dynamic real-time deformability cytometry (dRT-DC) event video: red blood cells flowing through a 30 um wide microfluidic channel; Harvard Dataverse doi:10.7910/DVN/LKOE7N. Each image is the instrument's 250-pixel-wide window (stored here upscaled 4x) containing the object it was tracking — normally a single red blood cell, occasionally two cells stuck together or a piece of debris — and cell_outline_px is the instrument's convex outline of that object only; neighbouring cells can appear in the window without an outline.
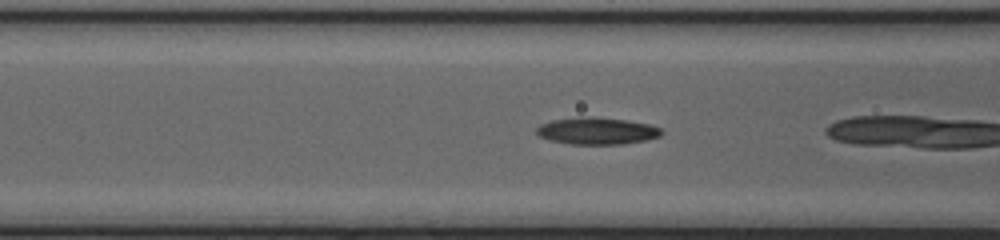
{"species": "common noctule bat (a hibernating species)", "species_latin": "Nyctalus noctula", "temperature_condition": "cold", "stored_images_in_passage": 22, "camera_frame_rate_fps": 3000, "um_per_image_px": 0.085, "animal": {"sex": "female", "body_mass_g": 20.0, "forearm_length_mm": 54.0}, "frame": {"image": 1, "passage_image": 21, "time_ms": 6.667, "image_size_px": [1000, 240], "cell_outline_px": [[664, 132], [660, 136], [644, 140], [624, 144], [572, 144], [548, 140], [540, 136], [536, 132], [536, 128], [540, 124], [552, 120], [580, 116], [592, 116], [628, 120], [652, 124], [660, 128]], "centroid_in_image_um": [50.75, 11.11], "position_along_channel_um": 115.9, "area_um2": 19.88}}